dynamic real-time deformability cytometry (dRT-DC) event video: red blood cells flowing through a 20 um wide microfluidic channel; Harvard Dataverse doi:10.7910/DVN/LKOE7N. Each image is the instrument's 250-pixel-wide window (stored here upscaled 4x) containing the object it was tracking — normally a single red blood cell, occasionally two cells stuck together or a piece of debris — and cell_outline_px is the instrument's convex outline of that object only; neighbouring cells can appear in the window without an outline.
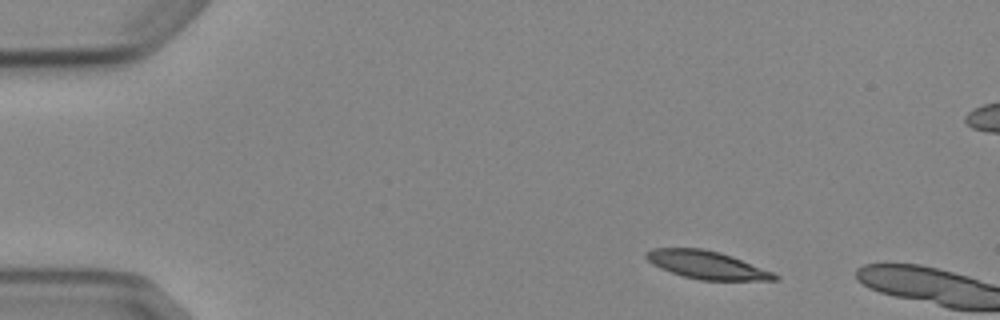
{"species": "Egyptian fruit bat (a non-hibernating species)", "species_latin": "Rousettus aegyptiacus", "temperature_condition": "cold", "stored_images_in_passage": 2, "camera_frame_rate_fps": 3000, "um_per_image_px": 0.085, "animal": {"sex": "female"}, "frame": {"image": 1, "passage_image": 1, "time_ms": 0.0, "image_size_px": [1000, 320], "cell_outline_px": [[780, 280], [700, 280], [684, 276], [660, 268], [652, 264], [644, 256], [644, 252], [652, 248], [700, 248], [720, 252], [732, 256], [772, 272], [780, 276]], "centroid_in_image_um": [60.05, 22.51], "position_along_channel_um": 24.9, "area_um2": 20.81}}